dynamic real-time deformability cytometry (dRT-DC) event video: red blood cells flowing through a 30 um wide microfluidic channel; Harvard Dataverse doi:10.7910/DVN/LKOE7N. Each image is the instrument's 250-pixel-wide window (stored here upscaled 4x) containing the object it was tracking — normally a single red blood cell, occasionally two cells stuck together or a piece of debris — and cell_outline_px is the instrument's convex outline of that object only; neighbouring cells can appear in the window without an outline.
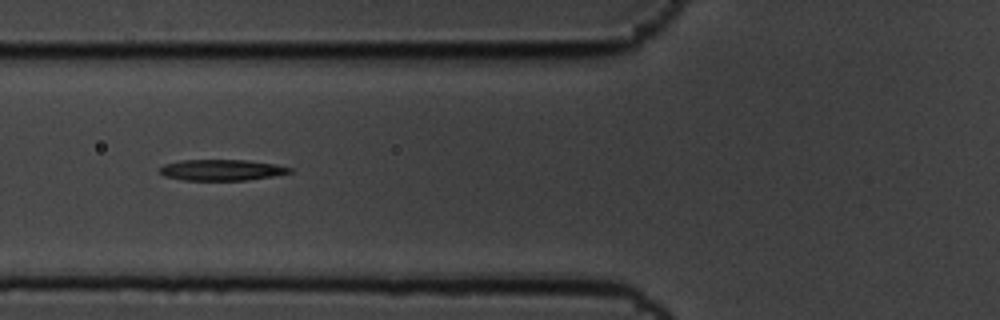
{"species": "common noctule bat (a hibernating species)", "species_latin": "Nyctalus noctula", "temperature_condition": "cold", "stored_images_in_passage": 13, "camera_frame_rate_fps": 3000, "um_per_image_px": 0.085, "animal": {"sex": "male", "body_mass_g": 19.5, "forearm_length_mm": 54.6}, "frame": {"image": 1, "passage_image": 8, "time_ms": 2.333, "image_size_px": [1000, 320], "cell_outline_px": [[292, 172], [272, 176], [248, 180], [184, 180], [164, 176], [160, 172], [160, 168], [164, 164], [180, 160], [244, 160], [276, 164], [292, 168]], "centroid_in_image_um": [18.83, 14.45], "position_along_channel_um": 107.0, "area_um2": 15.84}}
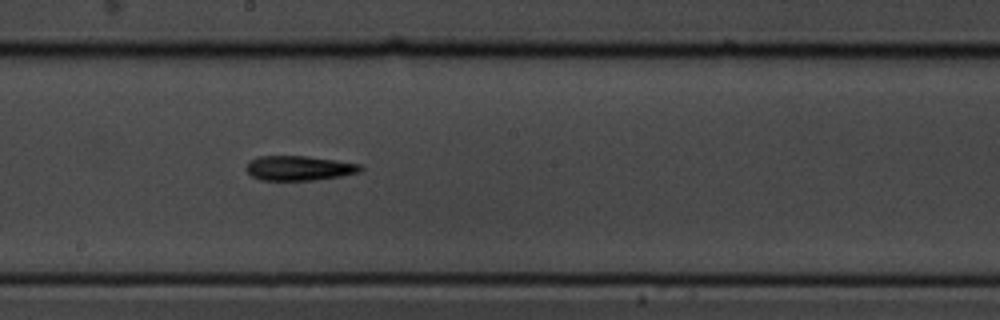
{"frame": {"image": 2, "passage_image": 11, "time_ms": 3.333, "image_size_px": [1000, 320], "cell_outline_px": [[364, 168], [360, 172], [340, 176], [312, 180], [260, 180], [252, 176], [244, 168], [248, 160], [256, 156], [308, 156], [336, 160], [360, 164]], "centroid_in_image_um": [25.38, 14.28], "position_along_channel_um": 222.8, "area_um2": 16.59}}
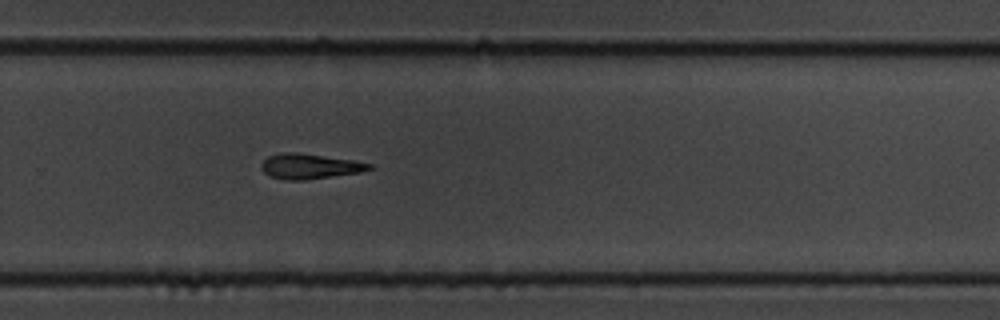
{"frame": {"image": 3, "passage_image": 13, "time_ms": 4.0, "image_size_px": [1000, 320], "cell_outline_px": [[372, 168], [360, 172], [304, 180], [284, 180], [268, 176], [260, 168], [260, 164], [268, 156], [280, 152], [296, 152], [352, 160], [372, 164]], "centroid_in_image_um": [26.25, 14.13], "position_along_channel_um": 303.6, "area_um2": 15.78}}